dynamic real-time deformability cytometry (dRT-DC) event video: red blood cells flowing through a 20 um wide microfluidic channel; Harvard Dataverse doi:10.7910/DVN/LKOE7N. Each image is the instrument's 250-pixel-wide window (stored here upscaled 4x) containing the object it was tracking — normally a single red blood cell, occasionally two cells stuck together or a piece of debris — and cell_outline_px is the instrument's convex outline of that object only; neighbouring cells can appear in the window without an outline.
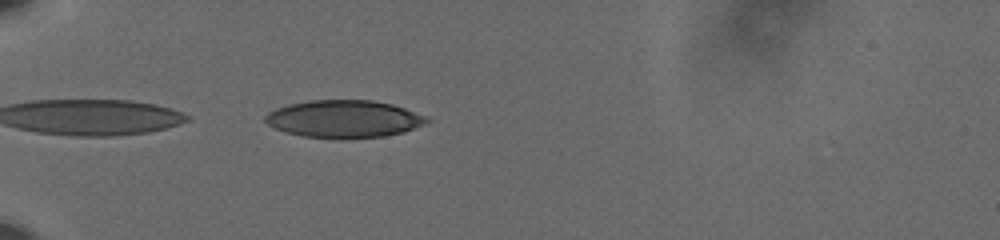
{"species": "human", "species_latin": "Homo sapiens", "temperature_condition": "cold", "stored_images_in_passage": 37, "camera_frame_rate_fps": 3000, "um_per_image_px": 0.085, "donor": {"sex": "male"}, "frame": {"image": 1, "passage_image": 1, "time_ms": 0.0, "image_size_px": [1000, 240], "cell_outline_px": [[432, 120], [428, 124], [400, 132], [384, 136], [304, 136], [284, 132], [268, 124], [264, 120], [264, 116], [268, 112], [276, 108], [288, 104], [308, 100], [372, 100], [392, 104], [428, 116]], "centroid_in_image_um": [29.25, 10.06], "position_along_channel_um": 55.7, "area_um2": 34.62}}
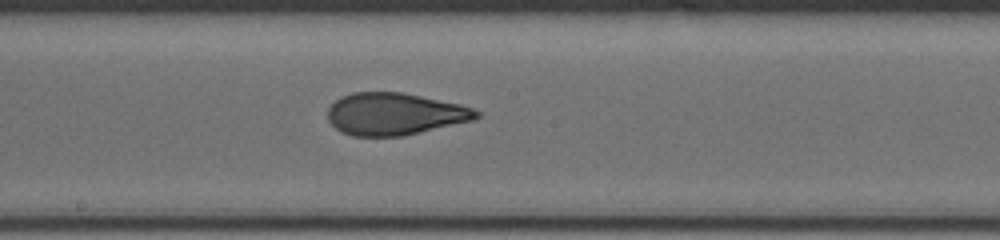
{"frame": {"image": 2, "passage_image": 16, "time_ms": 5.0, "image_size_px": [1000, 240], "cell_outline_px": [[480, 116], [472, 120], [404, 136], [352, 136], [340, 132], [328, 120], [328, 108], [340, 96], [352, 92], [404, 92], [460, 104], [472, 108], [480, 112]], "centroid_in_image_um": [33.53, 9.68], "position_along_channel_um": 214.7, "area_um2": 36.59}}
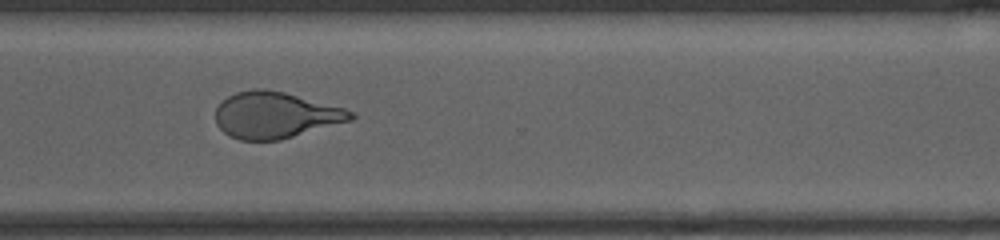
{"frame": {"image": 3, "passage_image": 27, "time_ms": 8.667, "image_size_px": [1000, 240], "cell_outline_px": [[356, 116], [352, 120], [280, 140], [240, 140], [228, 136], [216, 124], [216, 108], [228, 96], [236, 92], [252, 88], [264, 88], [284, 92], [344, 108], [352, 112]], "centroid_in_image_um": [23.39, 9.78], "position_along_channel_um": 347.2, "area_um2": 36.41}, "authors_computed_cell_mechanics": {"area_um2": 36.9342, "velocity_mm_per_s": 3.6297, "shape_relaxation_time_tau1_ms": 5.0772, "shape_relaxation_time_tau2_ms": 1.3675, "deformation_change_tau1": 0.1792, "deformation_change_tau2": 0.0835}}